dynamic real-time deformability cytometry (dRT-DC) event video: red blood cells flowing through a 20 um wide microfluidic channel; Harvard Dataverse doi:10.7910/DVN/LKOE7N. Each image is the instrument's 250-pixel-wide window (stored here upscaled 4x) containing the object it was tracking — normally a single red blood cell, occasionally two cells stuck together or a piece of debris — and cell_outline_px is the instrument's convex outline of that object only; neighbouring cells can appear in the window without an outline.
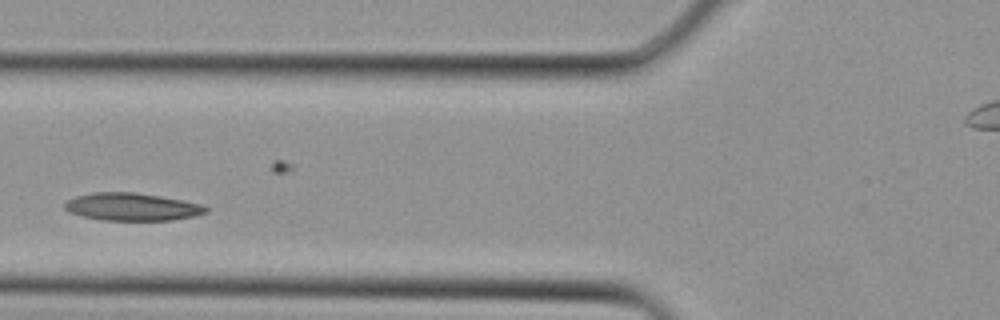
{"species": "Egyptian fruit bat (a non-hibernating species)", "species_latin": "Rousettus aegyptiacus", "temperature_condition": "cold", "stored_images_in_passage": 4, "camera_frame_rate_fps": 3000, "um_per_image_px": 0.085, "animal": {"sex": "female"}, "frame": {"image": 1, "passage_image": 4, "time_ms": 1.0, "image_size_px": [1000, 320], "cell_outline_px": [[208, 212], [196, 216], [172, 220], [100, 220], [68, 212], [64, 208], [64, 204], [68, 200], [76, 196], [96, 192], [132, 192], [160, 196], [200, 204], [208, 208]], "centroid_in_image_um": [11.21, 17.59], "position_along_channel_um": 114.6, "area_um2": 22.6}}